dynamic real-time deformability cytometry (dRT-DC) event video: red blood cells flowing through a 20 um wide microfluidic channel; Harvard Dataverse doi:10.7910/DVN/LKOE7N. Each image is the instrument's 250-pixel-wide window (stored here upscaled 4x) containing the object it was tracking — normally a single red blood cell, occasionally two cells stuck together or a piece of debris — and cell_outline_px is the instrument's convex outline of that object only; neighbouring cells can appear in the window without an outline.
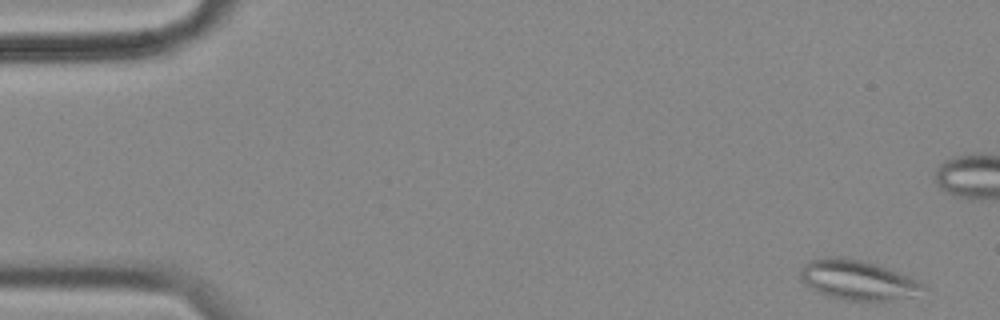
{"species": "common noctule bat (a hibernating species)", "species_latin": "Nyctalus noctula", "temperature_condition": "cold", "stored_images_in_passage": 13, "camera_frame_rate_fps": 3000, "um_per_image_px": 0.085, "animal": {"sex": "female", "body_mass_g": 18.4}, "frame": {"image": 1, "passage_image": 1, "time_ms": 0.0, "image_size_px": [1000, 320], "cell_outline_px": [[928, 288], [912, 296], [884, 300], [848, 300], [828, 296], [812, 288], [800, 276], [800, 268], [804, 264], [812, 260], [828, 256], [836, 256], [860, 260], [888, 268], [908, 276], [924, 284]], "centroid_in_image_um": [72.91, 23.78], "position_along_channel_um": 12.1, "area_um2": 27.8}}